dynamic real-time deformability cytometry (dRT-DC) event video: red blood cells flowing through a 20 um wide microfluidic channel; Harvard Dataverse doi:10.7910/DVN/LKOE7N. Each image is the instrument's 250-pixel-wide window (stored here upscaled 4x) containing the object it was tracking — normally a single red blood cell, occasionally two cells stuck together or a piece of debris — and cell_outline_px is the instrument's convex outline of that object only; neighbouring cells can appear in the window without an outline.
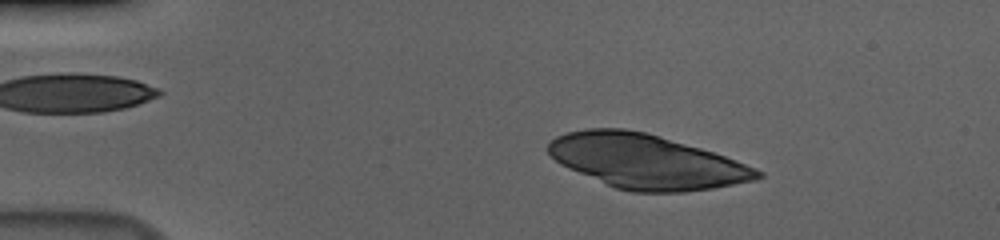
{"species": "human", "species_latin": "Homo sapiens", "temperature_condition": "cold", "stored_images_in_passage": 54, "camera_frame_rate_fps": 3000, "um_per_image_px": 0.085, "donor": {"sex": "male"}, "frame": {"image": 1, "passage_image": 9, "time_ms": 2.667, "image_size_px": [1000, 240], "cell_outline_px": [[764, 176], [756, 180], [712, 188], [684, 192], [632, 192], [616, 188], [568, 168], [560, 164], [548, 152], [548, 144], [556, 136], [568, 132], [584, 128], [624, 128], [644, 132], [660, 136], [700, 148], [724, 156], [756, 168], [764, 172]], "centroid_in_image_um": [54.93, 13.72], "position_along_channel_um": 30.1, "area_um2": 65.66}}
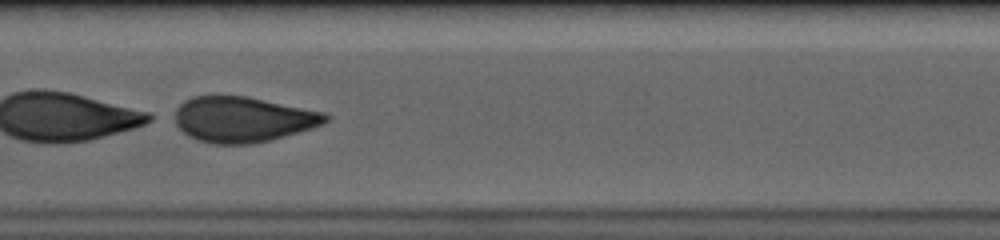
{"frame": {"image": 2, "passage_image": 28, "time_ms": 9.0, "image_size_px": [1000, 240], "cell_outline_px": [[332, 116], [324, 124], [312, 128], [284, 136], [252, 144], [212, 144], [196, 140], [188, 136], [176, 124], [176, 108], [184, 100], [192, 96], [248, 96], [328, 112]], "centroid_in_image_um": [20.69, 10.14], "position_along_channel_um": 186.7, "area_um2": 40.29}}